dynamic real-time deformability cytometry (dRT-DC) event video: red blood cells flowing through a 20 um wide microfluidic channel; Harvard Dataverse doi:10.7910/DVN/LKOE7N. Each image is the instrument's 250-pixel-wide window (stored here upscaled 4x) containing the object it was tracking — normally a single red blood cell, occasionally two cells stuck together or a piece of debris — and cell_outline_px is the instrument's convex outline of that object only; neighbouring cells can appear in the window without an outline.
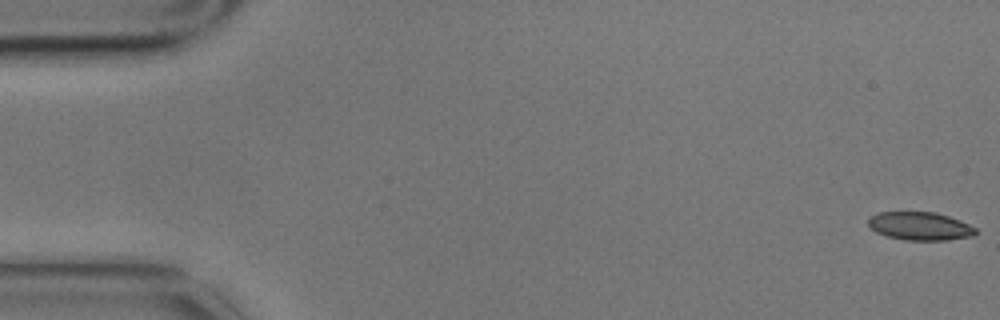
{"species": "common noctule bat (a hibernating species)", "species_latin": "Nyctalus noctula", "temperature_condition": "cold", "stored_images_in_passage": 10, "camera_frame_rate_fps": 3000, "um_per_image_px": 0.085, "animal": {"sex": "male", "body_mass_g": 17.9}, "frame": {"image": 1, "passage_image": 1, "time_ms": 0.0, "image_size_px": [1000, 320], "cell_outline_px": [[980, 232], [972, 236], [948, 240], [904, 240], [888, 236], [876, 232], [868, 224], [868, 216], [876, 212], [936, 212], [960, 220], [976, 228]], "centroid_in_image_um": [78.21, 19.21], "position_along_channel_um": 6.8, "area_um2": 17.8}}
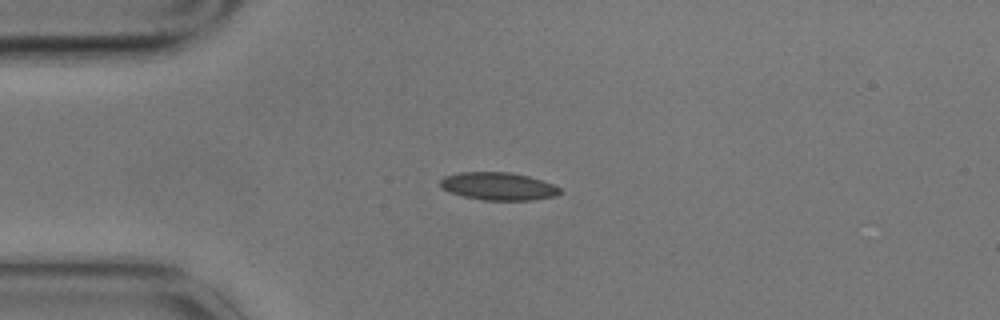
{"frame": {"image": 2, "passage_image": 4, "time_ms": 1.0, "image_size_px": [1000, 320], "cell_outline_px": [[560, 192], [556, 196], [532, 200], [484, 200], [464, 196], [452, 192], [444, 188], [440, 184], [440, 180], [444, 176], [460, 172], [508, 172], [528, 176], [552, 184], [560, 188]], "centroid_in_image_um": [42.36, 15.83], "position_along_channel_um": 42.6, "area_um2": 19.07}}
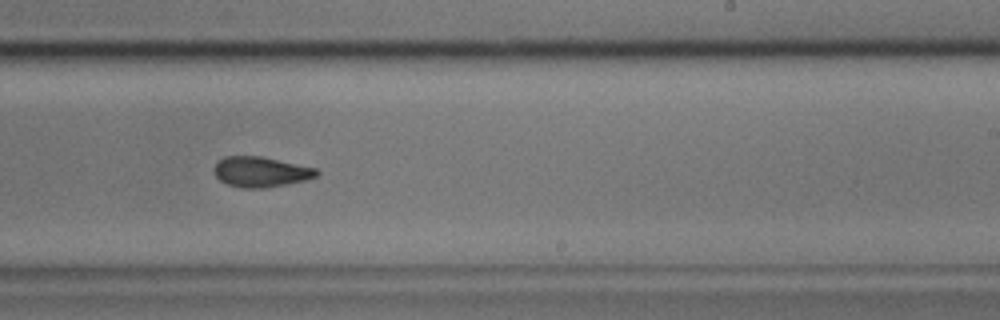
{"frame": {"image": 3, "passage_image": 10, "time_ms": 3.0, "image_size_px": [1000, 320], "cell_outline_px": [[320, 172], [316, 176], [304, 180], [288, 184], [264, 188], [244, 188], [228, 184], [220, 180], [216, 176], [212, 168], [224, 156], [260, 156], [316, 168]], "centroid_in_image_um": [22.15, 14.61], "position_along_channel_um": 266.8, "area_um2": 17.98}}